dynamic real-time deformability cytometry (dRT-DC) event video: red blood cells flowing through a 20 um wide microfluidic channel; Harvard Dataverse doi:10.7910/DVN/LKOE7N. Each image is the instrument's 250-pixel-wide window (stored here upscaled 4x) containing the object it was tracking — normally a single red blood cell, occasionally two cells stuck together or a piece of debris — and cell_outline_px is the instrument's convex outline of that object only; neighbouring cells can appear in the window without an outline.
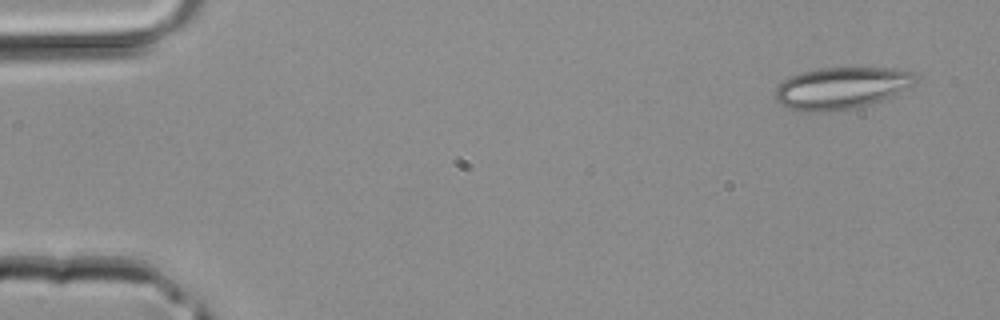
{"species": "common noctule bat (a hibernating species)", "species_latin": "Nyctalus noctula", "temperature_condition": "room temperature", "stored_images_in_passage": 38, "camera_frame_rate_fps": 3000, "um_per_image_px": 0.085, "animal": {"sex": "male", "body_mass_g": 20.4}, "frame": {"image": 1, "passage_image": 1, "time_ms": 0.0, "image_size_px": [1000, 320], "cell_outline_px": [[920, 76], [916, 84], [880, 100], [868, 104], [852, 108], [824, 112], [804, 112], [780, 104], [776, 100], [776, 88], [788, 76], [820, 68], [896, 68], [912, 72]], "centroid_in_image_um": [71.54, 7.47], "position_along_channel_um": 13.5, "area_um2": 33.99}}
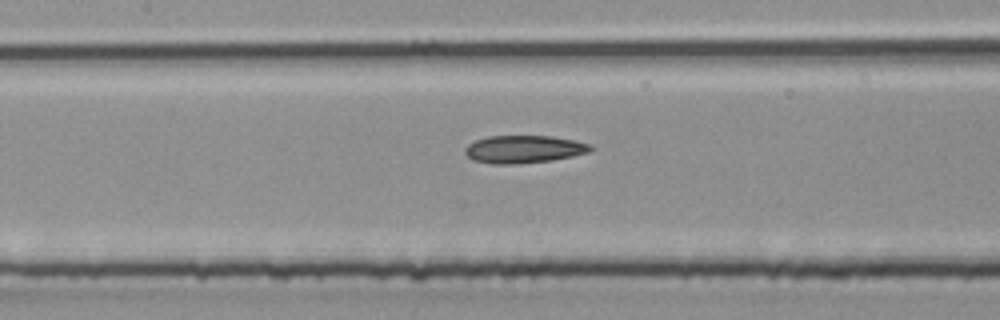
{"frame": {"image": 2, "passage_image": 17, "time_ms": 5.333, "image_size_px": [1000, 320], "cell_outline_px": [[596, 148], [588, 152], [572, 156], [552, 160], [512, 164], [492, 164], [472, 160], [464, 152], [464, 148], [468, 144], [476, 140], [488, 136], [552, 136], [576, 140], [592, 144]], "centroid_in_image_um": [44.55, 12.68], "position_along_channel_um": 162.9, "area_um2": 20.4}}
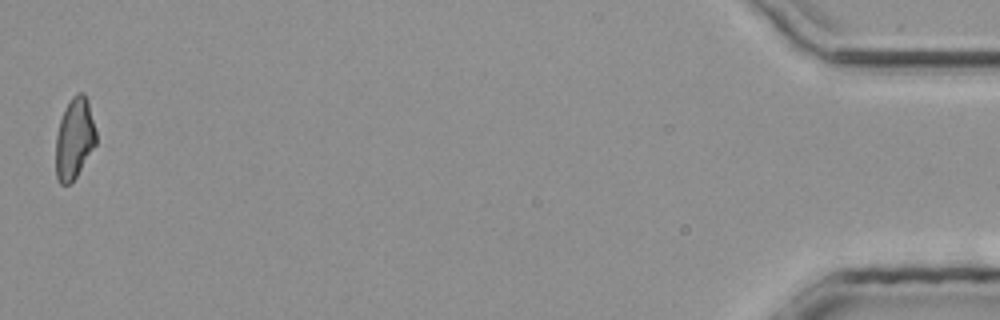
{"frame": {"image": 3, "passage_image": 38, "time_ms": 12.333, "image_size_px": [1000, 320], "cell_outline_px": [[96, 144], [72, 184], [60, 184], [56, 176], [56, 136], [60, 120], [64, 108], [72, 96], [76, 92], [84, 92], [88, 100], [96, 132]], "centroid_in_image_um": [6.32, 11.77], "position_along_channel_um": 428.9, "area_um2": 19.19}}